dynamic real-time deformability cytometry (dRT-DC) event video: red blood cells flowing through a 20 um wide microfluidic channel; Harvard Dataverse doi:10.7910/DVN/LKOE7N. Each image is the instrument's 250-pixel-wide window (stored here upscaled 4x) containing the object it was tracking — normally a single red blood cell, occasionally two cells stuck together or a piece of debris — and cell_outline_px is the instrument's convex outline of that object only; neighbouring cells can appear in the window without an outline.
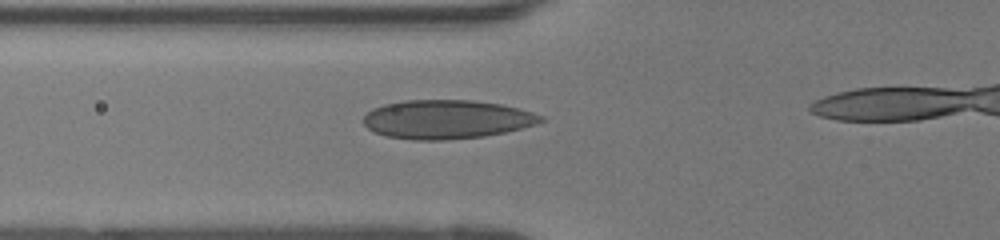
{"species": "human", "species_latin": "Homo sapiens", "temperature_condition": "room temperature", "stored_images_in_passage": 35, "camera_frame_rate_fps": 3000, "um_per_image_px": 0.085, "donor": {"sex": "female"}, "frame": {"image": 1, "passage_image": 9, "time_ms": 2.667, "image_size_px": [1000, 240], "cell_outline_px": [[544, 120], [536, 124], [504, 132], [484, 136], [444, 140], [412, 140], [384, 136], [368, 128], [364, 124], [364, 116], [372, 108], [384, 104], [404, 100], [472, 100], [500, 104], [520, 108], [544, 116]], "centroid_in_image_um": [37.95, 10.14], "position_along_channel_um": 87.8, "area_um2": 40.17}}
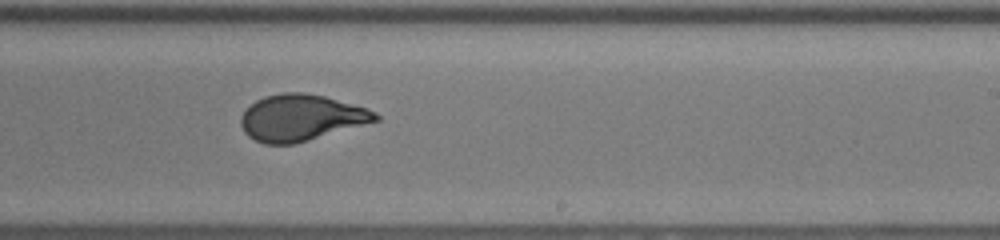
{"frame": {"image": 2, "passage_image": 22, "time_ms": 7.0, "image_size_px": [1000, 240], "cell_outline_px": [[380, 120], [296, 144], [264, 144], [248, 136], [244, 132], [240, 124], [240, 116], [256, 100], [264, 96], [284, 92], [304, 92], [324, 96], [368, 108], [376, 112], [380, 116]], "centroid_in_image_um": [25.6, 10.01], "position_along_channel_um": 263.4, "area_um2": 36.47}}
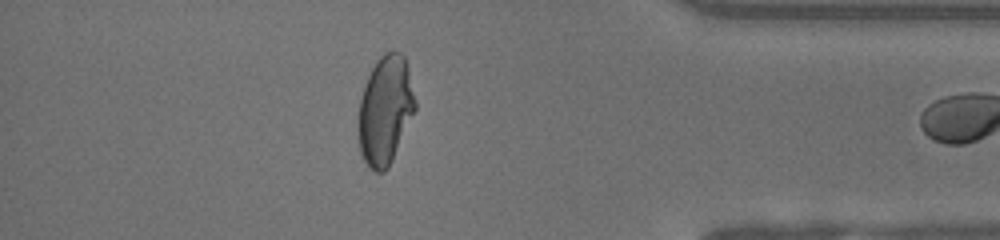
{"frame": {"image": 3, "passage_image": 34, "time_ms": 11.0, "image_size_px": [1000, 240], "cell_outline_px": [[416, 108], [392, 160], [388, 168], [384, 172], [376, 172], [364, 160], [360, 152], [360, 100], [368, 76], [376, 60], [384, 52], [400, 52], [404, 56], [408, 68], [416, 100]], "centroid_in_image_um": [32.78, 9.34], "position_along_channel_um": 402.4, "area_um2": 35.26}}